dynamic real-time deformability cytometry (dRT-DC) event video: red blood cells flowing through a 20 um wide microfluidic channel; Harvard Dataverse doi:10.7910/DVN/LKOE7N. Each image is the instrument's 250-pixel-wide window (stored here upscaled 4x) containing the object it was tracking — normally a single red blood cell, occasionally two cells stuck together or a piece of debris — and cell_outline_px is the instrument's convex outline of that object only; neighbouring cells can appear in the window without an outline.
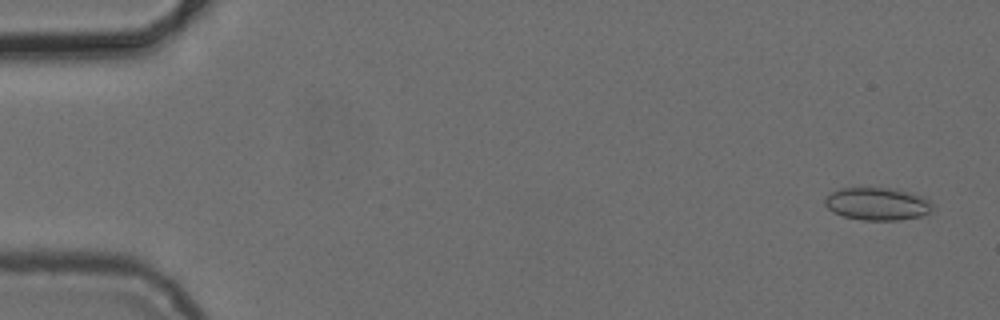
{"species": "common noctule bat (a hibernating species)", "species_latin": "Nyctalus noctula", "temperature_condition": "cold", "stored_images_in_passage": 4, "camera_frame_rate_fps": 3000, "um_per_image_px": 0.085, "animal": {"sex": "female", "body_mass_g": 24.6, "forearm_length_mm": 56.2}, "frame": {"image": 1, "passage_image": 1, "time_ms": 0.0, "image_size_px": [1000, 320], "cell_outline_px": [[936, 208], [920, 216], [900, 220], [864, 220], [844, 216], [832, 212], [824, 204], [824, 200], [832, 192], [840, 188], [896, 188], [924, 196], [936, 204]], "centroid_in_image_um": [74.64, 17.32], "position_along_channel_um": 10.4, "area_um2": 20.75}}
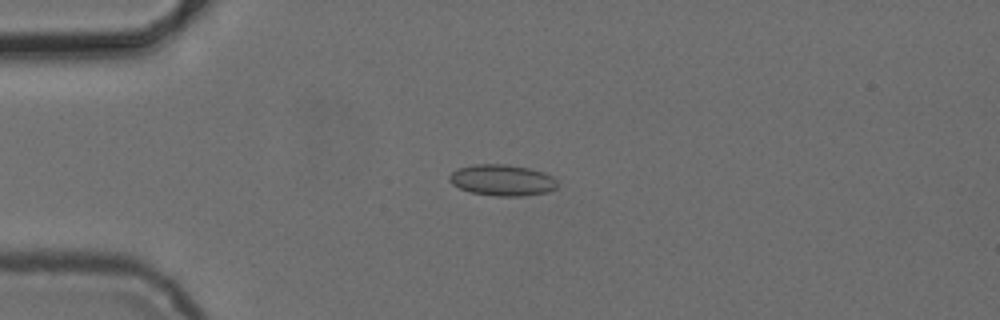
{"frame": {"image": 2, "passage_image": 4, "time_ms": 3.667, "image_size_px": [1000, 320], "cell_outline_px": [[556, 188], [548, 192], [524, 196], [496, 196], [472, 192], [460, 188], [452, 184], [448, 180], [448, 176], [456, 168], [476, 164], [508, 164], [528, 168], [544, 172], [552, 176], [556, 180]], "centroid_in_image_um": [42.67, 15.31], "position_along_channel_um": 42.3, "area_um2": 19.71}}